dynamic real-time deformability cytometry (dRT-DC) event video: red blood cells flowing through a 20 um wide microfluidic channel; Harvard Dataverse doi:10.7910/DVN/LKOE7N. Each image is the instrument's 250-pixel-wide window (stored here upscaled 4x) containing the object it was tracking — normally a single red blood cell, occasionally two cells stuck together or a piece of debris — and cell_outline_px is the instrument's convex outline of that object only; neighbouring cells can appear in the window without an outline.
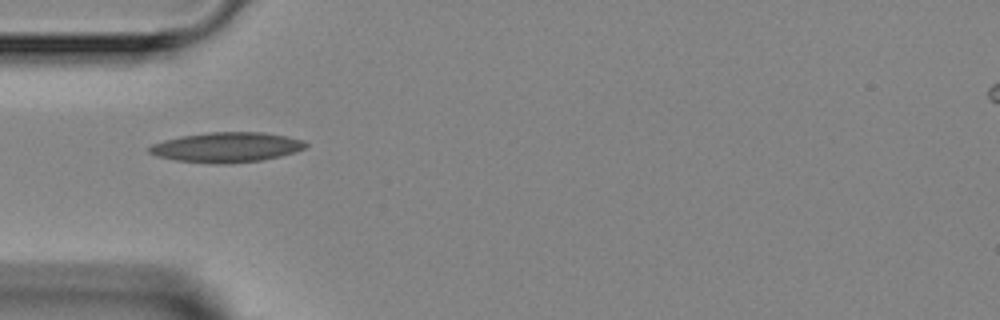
{"species": "Egyptian fruit bat (a non-hibernating species)", "species_latin": "Rousettus aegyptiacus", "temperature_condition": "room temperature", "stored_images_in_passage": 1, "camera_frame_rate_fps": 3000, "um_per_image_px": 0.085, "animal": {"sex": "female"}, "frame": {"image": 1, "passage_image": 1, "time_ms": 0.0, "image_size_px": [1000, 320], "cell_outline_px": [[308, 144], [304, 148], [296, 152], [280, 156], [260, 160], [224, 164], [212, 164], [176, 160], [156, 156], [148, 152], [148, 148], [152, 144], [164, 140], [184, 136], [208, 132], [264, 132], [304, 140]], "centroid_in_image_um": [19.26, 12.52], "position_along_channel_um": 65.7, "area_um2": 27.22}}